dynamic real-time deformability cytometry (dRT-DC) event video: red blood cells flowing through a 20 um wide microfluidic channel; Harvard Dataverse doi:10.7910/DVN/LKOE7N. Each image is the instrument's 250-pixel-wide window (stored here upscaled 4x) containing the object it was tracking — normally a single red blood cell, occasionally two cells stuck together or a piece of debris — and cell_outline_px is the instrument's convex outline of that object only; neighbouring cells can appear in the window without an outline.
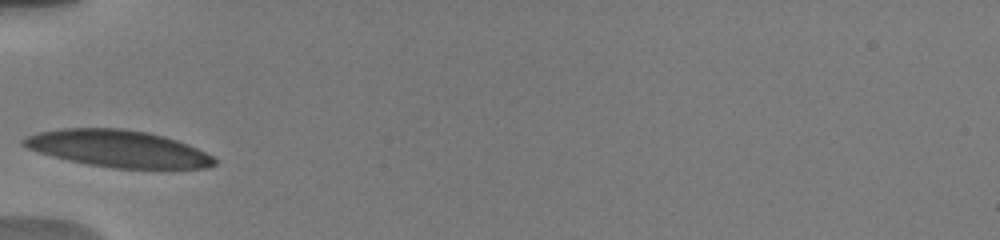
{"species": "human", "species_latin": "Homo sapiens", "temperature_condition": "warm", "stored_images_in_passage": 17, "camera_frame_rate_fps": 3000, "um_per_image_px": 0.085, "donor": {"sex": "male"}, "frame": {"image": 1, "passage_image": 1, "time_ms": 0.0, "image_size_px": [1000, 240], "cell_outline_px": [[216, 164], [208, 168], [116, 168], [88, 164], [68, 160], [52, 156], [28, 148], [20, 144], [20, 140], [24, 136], [40, 132], [64, 128], [120, 128], [148, 132], [164, 136], [188, 144], [212, 156], [216, 160]], "centroid_in_image_um": [10.02, 12.63], "position_along_channel_um": 75.0, "area_um2": 40.86}}
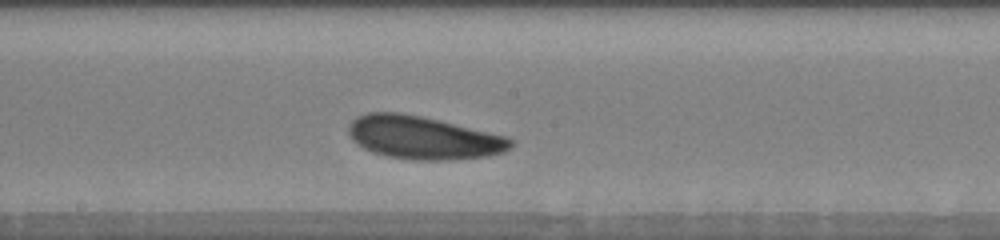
{"frame": {"image": 2, "passage_image": 10, "time_ms": 3.667, "image_size_px": [1000, 240], "cell_outline_px": [[512, 148], [504, 152], [488, 156], [444, 160], [416, 160], [388, 156], [372, 152], [356, 144], [352, 140], [348, 132], [348, 124], [356, 116], [368, 112], [400, 112], [440, 120], [504, 136], [512, 140]], "centroid_in_image_um": [35.93, 11.69], "position_along_channel_um": 212.3, "area_um2": 40.58}}
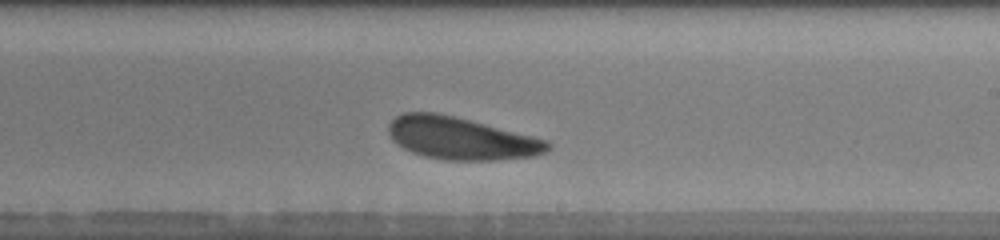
{"frame": {"image": 3, "passage_image": 13, "time_ms": 4.667, "image_size_px": [1000, 240], "cell_outline_px": [[552, 148], [536, 156], [496, 160], [444, 160], [424, 156], [412, 152], [404, 148], [392, 140], [388, 132], [388, 124], [396, 116], [404, 112], [436, 112], [548, 140], [552, 144]], "centroid_in_image_um": [39.18, 11.77], "position_along_channel_um": 249.8, "area_um2": 39.13}}